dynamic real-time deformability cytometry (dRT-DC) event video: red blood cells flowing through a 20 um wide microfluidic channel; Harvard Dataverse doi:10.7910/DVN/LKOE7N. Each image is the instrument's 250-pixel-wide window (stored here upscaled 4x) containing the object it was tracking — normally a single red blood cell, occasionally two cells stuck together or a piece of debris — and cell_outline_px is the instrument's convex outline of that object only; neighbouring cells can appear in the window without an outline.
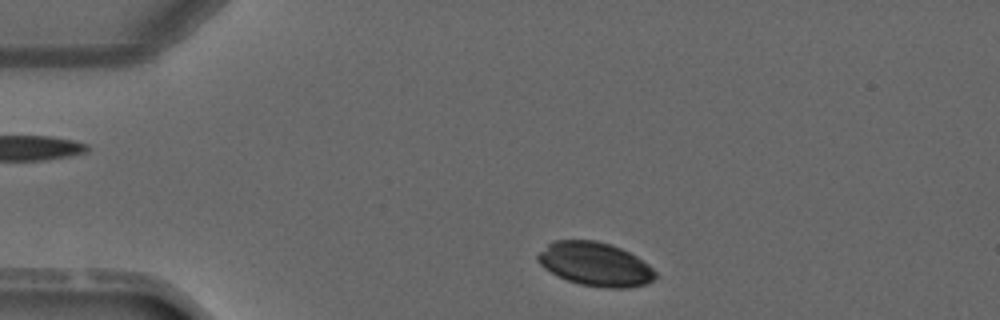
{"species": "common noctule bat (a hibernating species)", "species_latin": "Nyctalus noctula", "temperature_condition": "warm", "stored_images_in_passage": 5, "segment_of_instrument_passage": [2, 2], "camera_frame_rate_fps": 3000, "um_per_image_px": 0.085, "animal": {"sex": "male", "forearm_length_mm": 52.5}, "frame": {"image": 1, "passage_image": 5, "time_ms": 4.667, "image_size_px": [1000, 320], "cell_outline_px": [[656, 276], [652, 280], [644, 284], [628, 288], [604, 288], [580, 284], [556, 276], [544, 268], [536, 260], [536, 256], [552, 240], [596, 240], [612, 244], [636, 256], [648, 264], [656, 272]], "centroid_in_image_um": [50.56, 22.45], "position_along_channel_um": 34.4, "area_um2": 30.0}}